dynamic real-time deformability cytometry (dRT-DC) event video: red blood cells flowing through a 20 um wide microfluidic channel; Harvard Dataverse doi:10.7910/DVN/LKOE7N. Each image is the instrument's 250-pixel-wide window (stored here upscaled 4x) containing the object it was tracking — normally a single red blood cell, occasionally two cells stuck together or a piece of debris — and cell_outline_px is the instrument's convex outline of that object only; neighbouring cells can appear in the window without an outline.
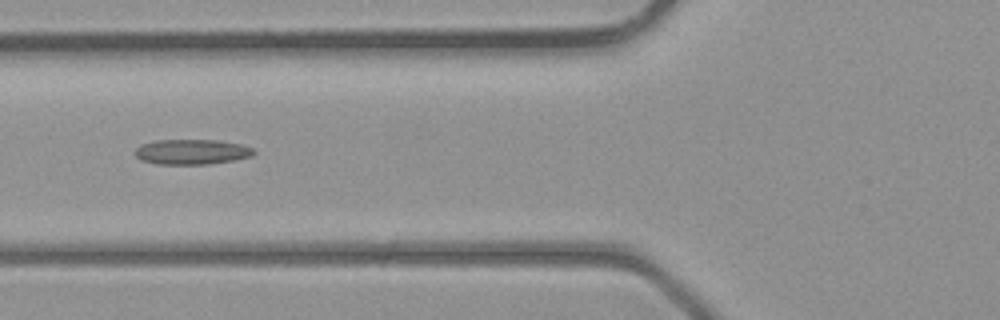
{"species": "common noctule bat (a hibernating species)", "species_latin": "Nyctalus noctula", "temperature_condition": "room temperature", "stored_images_in_passage": 5, "camera_frame_rate_fps": 3000, "um_per_image_px": 0.085, "animal": {"sex": "male", "body_mass_g": 23.1, "forearm_length_mm": 52.7}, "frame": {"image": 1, "passage_image": 5, "time_ms": 4.667, "image_size_px": [1000, 320], "cell_outline_px": [[256, 152], [252, 156], [232, 160], [208, 164], [156, 164], [140, 160], [136, 156], [136, 148], [140, 144], [156, 140], [216, 140], [244, 144], [252, 148]], "centroid_in_image_um": [16.3, 12.9], "position_along_channel_um": 109.5, "area_um2": 17.46}}